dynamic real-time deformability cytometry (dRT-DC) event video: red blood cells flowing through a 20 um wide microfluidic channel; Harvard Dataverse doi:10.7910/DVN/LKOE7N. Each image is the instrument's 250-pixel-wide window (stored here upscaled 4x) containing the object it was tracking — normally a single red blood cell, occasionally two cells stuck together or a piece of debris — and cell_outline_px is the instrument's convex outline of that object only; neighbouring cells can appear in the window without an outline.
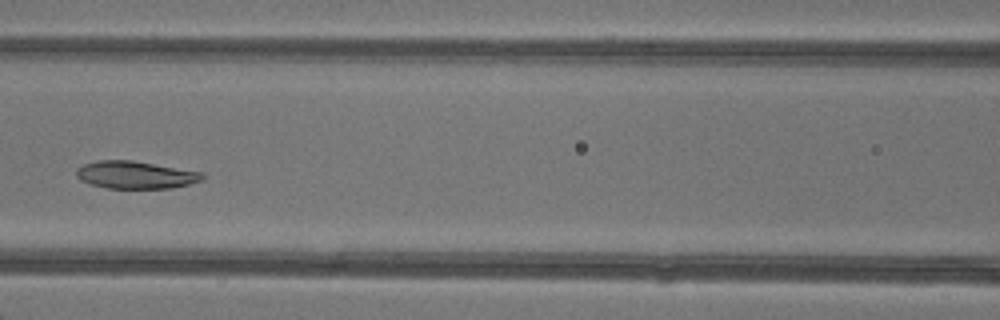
{"species": "common noctule bat (a hibernating species)", "species_latin": "Nyctalus noctula", "temperature_condition": "warm", "stored_images_in_passage": 5, "camera_frame_rate_fps": 3000, "um_per_image_px": 0.085, "animal": {"sex": "female"}, "frame": {"image": 1, "passage_image": 5, "time_ms": 4.667, "image_size_px": [1000, 320], "cell_outline_px": [[204, 180], [172, 188], [108, 188], [92, 184], [80, 180], [76, 176], [76, 168], [84, 164], [100, 160], [132, 160], [204, 172]], "centroid_in_image_um": [11.54, 14.86], "position_along_channel_um": 155.1, "area_um2": 20.23}}